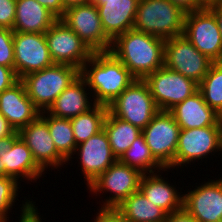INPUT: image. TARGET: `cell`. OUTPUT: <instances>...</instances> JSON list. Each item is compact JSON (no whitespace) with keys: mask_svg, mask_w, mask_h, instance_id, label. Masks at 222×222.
I'll list each match as a JSON object with an SVG mask.
<instances>
[{"mask_svg":"<svg viewBox=\"0 0 222 222\" xmlns=\"http://www.w3.org/2000/svg\"><path fill=\"white\" fill-rule=\"evenodd\" d=\"M110 52L136 79H145L164 66L165 40L133 28L112 41Z\"/></svg>","mask_w":222,"mask_h":222,"instance_id":"cell-1","label":"cell"},{"mask_svg":"<svg viewBox=\"0 0 222 222\" xmlns=\"http://www.w3.org/2000/svg\"><path fill=\"white\" fill-rule=\"evenodd\" d=\"M96 104L108 106L136 78L109 51L94 52L80 70Z\"/></svg>","mask_w":222,"mask_h":222,"instance_id":"cell-2","label":"cell"},{"mask_svg":"<svg viewBox=\"0 0 222 222\" xmlns=\"http://www.w3.org/2000/svg\"><path fill=\"white\" fill-rule=\"evenodd\" d=\"M80 69L70 65L53 64L31 72L20 80L24 83L28 97L40 112L48 111L56 98L78 77Z\"/></svg>","mask_w":222,"mask_h":222,"instance_id":"cell-3","label":"cell"},{"mask_svg":"<svg viewBox=\"0 0 222 222\" xmlns=\"http://www.w3.org/2000/svg\"><path fill=\"white\" fill-rule=\"evenodd\" d=\"M185 15L169 0H140L133 28L167 40L183 35Z\"/></svg>","mask_w":222,"mask_h":222,"instance_id":"cell-4","label":"cell"},{"mask_svg":"<svg viewBox=\"0 0 222 222\" xmlns=\"http://www.w3.org/2000/svg\"><path fill=\"white\" fill-rule=\"evenodd\" d=\"M108 111L117 118L143 130L160 111L144 79H135L108 105Z\"/></svg>","mask_w":222,"mask_h":222,"instance_id":"cell-5","label":"cell"},{"mask_svg":"<svg viewBox=\"0 0 222 222\" xmlns=\"http://www.w3.org/2000/svg\"><path fill=\"white\" fill-rule=\"evenodd\" d=\"M142 173L120 160H116L105 172H103L91 185L88 186L94 195L111 193L104 199L101 207H118L132 193L139 190ZM105 191V192H104Z\"/></svg>","mask_w":222,"mask_h":222,"instance_id":"cell-6","label":"cell"},{"mask_svg":"<svg viewBox=\"0 0 222 222\" xmlns=\"http://www.w3.org/2000/svg\"><path fill=\"white\" fill-rule=\"evenodd\" d=\"M180 126L169 111H159L142 130L153 157L169 170L174 169Z\"/></svg>","mask_w":222,"mask_h":222,"instance_id":"cell-7","label":"cell"},{"mask_svg":"<svg viewBox=\"0 0 222 222\" xmlns=\"http://www.w3.org/2000/svg\"><path fill=\"white\" fill-rule=\"evenodd\" d=\"M144 80L150 88L155 104L161 111H169L198 90V83L193 79L165 65L149 74Z\"/></svg>","mask_w":222,"mask_h":222,"instance_id":"cell-8","label":"cell"},{"mask_svg":"<svg viewBox=\"0 0 222 222\" xmlns=\"http://www.w3.org/2000/svg\"><path fill=\"white\" fill-rule=\"evenodd\" d=\"M45 37L54 64L70 65L82 69L94 53L78 35L58 19L46 32Z\"/></svg>","mask_w":222,"mask_h":222,"instance_id":"cell-9","label":"cell"},{"mask_svg":"<svg viewBox=\"0 0 222 222\" xmlns=\"http://www.w3.org/2000/svg\"><path fill=\"white\" fill-rule=\"evenodd\" d=\"M217 151L222 152V126L180 129L174 169L191 165L196 160L202 161Z\"/></svg>","mask_w":222,"mask_h":222,"instance_id":"cell-10","label":"cell"},{"mask_svg":"<svg viewBox=\"0 0 222 222\" xmlns=\"http://www.w3.org/2000/svg\"><path fill=\"white\" fill-rule=\"evenodd\" d=\"M93 52H109L112 40L105 34L94 2L65 9L60 18Z\"/></svg>","mask_w":222,"mask_h":222,"instance_id":"cell-11","label":"cell"},{"mask_svg":"<svg viewBox=\"0 0 222 222\" xmlns=\"http://www.w3.org/2000/svg\"><path fill=\"white\" fill-rule=\"evenodd\" d=\"M214 62L200 53L184 36L165 40L164 65L200 83Z\"/></svg>","mask_w":222,"mask_h":222,"instance_id":"cell-12","label":"cell"},{"mask_svg":"<svg viewBox=\"0 0 222 222\" xmlns=\"http://www.w3.org/2000/svg\"><path fill=\"white\" fill-rule=\"evenodd\" d=\"M183 35L210 60L222 62V40L214 15L208 9L185 15Z\"/></svg>","mask_w":222,"mask_h":222,"instance_id":"cell-13","label":"cell"},{"mask_svg":"<svg viewBox=\"0 0 222 222\" xmlns=\"http://www.w3.org/2000/svg\"><path fill=\"white\" fill-rule=\"evenodd\" d=\"M14 70L19 79L53 65L45 33L13 32Z\"/></svg>","mask_w":222,"mask_h":222,"instance_id":"cell-14","label":"cell"},{"mask_svg":"<svg viewBox=\"0 0 222 222\" xmlns=\"http://www.w3.org/2000/svg\"><path fill=\"white\" fill-rule=\"evenodd\" d=\"M19 138L31 150L36 164L45 171L57 169L68 161L57 151L50 136L46 120L39 115L35 120L18 131Z\"/></svg>","mask_w":222,"mask_h":222,"instance_id":"cell-15","label":"cell"},{"mask_svg":"<svg viewBox=\"0 0 222 222\" xmlns=\"http://www.w3.org/2000/svg\"><path fill=\"white\" fill-rule=\"evenodd\" d=\"M208 180L183 194V208L198 222L222 221V179Z\"/></svg>","mask_w":222,"mask_h":222,"instance_id":"cell-16","label":"cell"},{"mask_svg":"<svg viewBox=\"0 0 222 222\" xmlns=\"http://www.w3.org/2000/svg\"><path fill=\"white\" fill-rule=\"evenodd\" d=\"M76 153L80 160L81 172L84 174L83 179L87 181L86 187L117 160L112 153L109 138L104 129L77 145L74 154Z\"/></svg>","mask_w":222,"mask_h":222,"instance_id":"cell-17","label":"cell"},{"mask_svg":"<svg viewBox=\"0 0 222 222\" xmlns=\"http://www.w3.org/2000/svg\"><path fill=\"white\" fill-rule=\"evenodd\" d=\"M40 113L28 97L25 85L21 80L0 93V115L10 123L15 131L27 126Z\"/></svg>","mask_w":222,"mask_h":222,"instance_id":"cell-18","label":"cell"},{"mask_svg":"<svg viewBox=\"0 0 222 222\" xmlns=\"http://www.w3.org/2000/svg\"><path fill=\"white\" fill-rule=\"evenodd\" d=\"M140 0H93L105 34L113 41L133 29Z\"/></svg>","mask_w":222,"mask_h":222,"instance_id":"cell-19","label":"cell"},{"mask_svg":"<svg viewBox=\"0 0 222 222\" xmlns=\"http://www.w3.org/2000/svg\"><path fill=\"white\" fill-rule=\"evenodd\" d=\"M169 112L180 129L222 126V116L209 107L199 90L176 104Z\"/></svg>","mask_w":222,"mask_h":222,"instance_id":"cell-20","label":"cell"},{"mask_svg":"<svg viewBox=\"0 0 222 222\" xmlns=\"http://www.w3.org/2000/svg\"><path fill=\"white\" fill-rule=\"evenodd\" d=\"M88 89L85 79L80 75L56 98L47 112L54 117L66 119L87 112L96 104L92 98L89 99L92 94L87 92L90 91Z\"/></svg>","mask_w":222,"mask_h":222,"instance_id":"cell-21","label":"cell"},{"mask_svg":"<svg viewBox=\"0 0 222 222\" xmlns=\"http://www.w3.org/2000/svg\"><path fill=\"white\" fill-rule=\"evenodd\" d=\"M160 171L143 174L139 184L142 194L167 214L183 208V192H178L176 186L166 181ZM165 179V180H164Z\"/></svg>","mask_w":222,"mask_h":222,"instance_id":"cell-22","label":"cell"},{"mask_svg":"<svg viewBox=\"0 0 222 222\" xmlns=\"http://www.w3.org/2000/svg\"><path fill=\"white\" fill-rule=\"evenodd\" d=\"M58 18L36 0H16L14 32L45 33Z\"/></svg>","mask_w":222,"mask_h":222,"instance_id":"cell-23","label":"cell"},{"mask_svg":"<svg viewBox=\"0 0 222 222\" xmlns=\"http://www.w3.org/2000/svg\"><path fill=\"white\" fill-rule=\"evenodd\" d=\"M6 176L36 182L45 172L36 164L31 150L18 138L6 153ZM33 180V181H32ZM36 180V181H35Z\"/></svg>","mask_w":222,"mask_h":222,"instance_id":"cell-24","label":"cell"},{"mask_svg":"<svg viewBox=\"0 0 222 222\" xmlns=\"http://www.w3.org/2000/svg\"><path fill=\"white\" fill-rule=\"evenodd\" d=\"M103 129L108 135L113 155L119 160L132 143L142 134V130L114 117L109 111L106 114Z\"/></svg>","mask_w":222,"mask_h":222,"instance_id":"cell-25","label":"cell"},{"mask_svg":"<svg viewBox=\"0 0 222 222\" xmlns=\"http://www.w3.org/2000/svg\"><path fill=\"white\" fill-rule=\"evenodd\" d=\"M128 222H165L167 213L149 201L140 190L116 207Z\"/></svg>","mask_w":222,"mask_h":222,"instance_id":"cell-26","label":"cell"},{"mask_svg":"<svg viewBox=\"0 0 222 222\" xmlns=\"http://www.w3.org/2000/svg\"><path fill=\"white\" fill-rule=\"evenodd\" d=\"M108 106L95 104L85 113L70 119L76 146L85 142L103 129Z\"/></svg>","mask_w":222,"mask_h":222,"instance_id":"cell-27","label":"cell"},{"mask_svg":"<svg viewBox=\"0 0 222 222\" xmlns=\"http://www.w3.org/2000/svg\"><path fill=\"white\" fill-rule=\"evenodd\" d=\"M47 113V114H46ZM40 115L46 120L50 136L53 139L57 151L69 162L74 156L76 142L70 119L58 118L50 115L47 111Z\"/></svg>","mask_w":222,"mask_h":222,"instance_id":"cell-28","label":"cell"},{"mask_svg":"<svg viewBox=\"0 0 222 222\" xmlns=\"http://www.w3.org/2000/svg\"><path fill=\"white\" fill-rule=\"evenodd\" d=\"M122 163L139 170L142 174L167 171L152 155L141 134L119 159ZM157 170V171H155Z\"/></svg>","mask_w":222,"mask_h":222,"instance_id":"cell-29","label":"cell"},{"mask_svg":"<svg viewBox=\"0 0 222 222\" xmlns=\"http://www.w3.org/2000/svg\"><path fill=\"white\" fill-rule=\"evenodd\" d=\"M198 90L210 108L222 116V62L213 63Z\"/></svg>","mask_w":222,"mask_h":222,"instance_id":"cell-30","label":"cell"},{"mask_svg":"<svg viewBox=\"0 0 222 222\" xmlns=\"http://www.w3.org/2000/svg\"><path fill=\"white\" fill-rule=\"evenodd\" d=\"M20 181L9 176H0V221L7 222L8 214L12 206L15 205L18 196V187ZM14 204V205H13ZM9 212V213H8ZM8 218V219H7Z\"/></svg>","mask_w":222,"mask_h":222,"instance_id":"cell-31","label":"cell"},{"mask_svg":"<svg viewBox=\"0 0 222 222\" xmlns=\"http://www.w3.org/2000/svg\"><path fill=\"white\" fill-rule=\"evenodd\" d=\"M13 30L0 28V65L14 69Z\"/></svg>","mask_w":222,"mask_h":222,"instance_id":"cell-32","label":"cell"},{"mask_svg":"<svg viewBox=\"0 0 222 222\" xmlns=\"http://www.w3.org/2000/svg\"><path fill=\"white\" fill-rule=\"evenodd\" d=\"M16 0H0V28L13 29Z\"/></svg>","mask_w":222,"mask_h":222,"instance_id":"cell-33","label":"cell"},{"mask_svg":"<svg viewBox=\"0 0 222 222\" xmlns=\"http://www.w3.org/2000/svg\"><path fill=\"white\" fill-rule=\"evenodd\" d=\"M93 222H128L115 207H101Z\"/></svg>","mask_w":222,"mask_h":222,"instance_id":"cell-34","label":"cell"},{"mask_svg":"<svg viewBox=\"0 0 222 222\" xmlns=\"http://www.w3.org/2000/svg\"><path fill=\"white\" fill-rule=\"evenodd\" d=\"M36 202L26 199V202H23L21 210V215L19 222H42L41 215L38 213L37 207H35Z\"/></svg>","mask_w":222,"mask_h":222,"instance_id":"cell-35","label":"cell"},{"mask_svg":"<svg viewBox=\"0 0 222 222\" xmlns=\"http://www.w3.org/2000/svg\"><path fill=\"white\" fill-rule=\"evenodd\" d=\"M19 138L18 131L13 135L0 139V176H6V152L11 149L13 143Z\"/></svg>","mask_w":222,"mask_h":222,"instance_id":"cell-36","label":"cell"},{"mask_svg":"<svg viewBox=\"0 0 222 222\" xmlns=\"http://www.w3.org/2000/svg\"><path fill=\"white\" fill-rule=\"evenodd\" d=\"M19 80L14 69L0 65V93L12 87Z\"/></svg>","mask_w":222,"mask_h":222,"instance_id":"cell-37","label":"cell"},{"mask_svg":"<svg viewBox=\"0 0 222 222\" xmlns=\"http://www.w3.org/2000/svg\"><path fill=\"white\" fill-rule=\"evenodd\" d=\"M36 1H38L45 8H47L58 19H60L64 15L65 8L63 7L61 0H36Z\"/></svg>","mask_w":222,"mask_h":222,"instance_id":"cell-38","label":"cell"},{"mask_svg":"<svg viewBox=\"0 0 222 222\" xmlns=\"http://www.w3.org/2000/svg\"><path fill=\"white\" fill-rule=\"evenodd\" d=\"M165 222H198L190 213L184 208L167 214Z\"/></svg>","mask_w":222,"mask_h":222,"instance_id":"cell-39","label":"cell"},{"mask_svg":"<svg viewBox=\"0 0 222 222\" xmlns=\"http://www.w3.org/2000/svg\"><path fill=\"white\" fill-rule=\"evenodd\" d=\"M15 132L16 131L10 125V123L2 115H0V139L7 136H11Z\"/></svg>","mask_w":222,"mask_h":222,"instance_id":"cell-40","label":"cell"},{"mask_svg":"<svg viewBox=\"0 0 222 222\" xmlns=\"http://www.w3.org/2000/svg\"><path fill=\"white\" fill-rule=\"evenodd\" d=\"M174 5L181 8L185 13L194 11V0H169Z\"/></svg>","mask_w":222,"mask_h":222,"instance_id":"cell-41","label":"cell"},{"mask_svg":"<svg viewBox=\"0 0 222 222\" xmlns=\"http://www.w3.org/2000/svg\"><path fill=\"white\" fill-rule=\"evenodd\" d=\"M219 4V0H194V11L209 9Z\"/></svg>","mask_w":222,"mask_h":222,"instance_id":"cell-42","label":"cell"},{"mask_svg":"<svg viewBox=\"0 0 222 222\" xmlns=\"http://www.w3.org/2000/svg\"><path fill=\"white\" fill-rule=\"evenodd\" d=\"M208 10L214 15L216 19L222 40V6L218 4L209 8Z\"/></svg>","mask_w":222,"mask_h":222,"instance_id":"cell-43","label":"cell"},{"mask_svg":"<svg viewBox=\"0 0 222 222\" xmlns=\"http://www.w3.org/2000/svg\"><path fill=\"white\" fill-rule=\"evenodd\" d=\"M62 5L65 9L75 6V5H85L90 4L93 0H61Z\"/></svg>","mask_w":222,"mask_h":222,"instance_id":"cell-44","label":"cell"},{"mask_svg":"<svg viewBox=\"0 0 222 222\" xmlns=\"http://www.w3.org/2000/svg\"><path fill=\"white\" fill-rule=\"evenodd\" d=\"M219 5H221V6H222V0H219Z\"/></svg>","mask_w":222,"mask_h":222,"instance_id":"cell-45","label":"cell"}]
</instances>
